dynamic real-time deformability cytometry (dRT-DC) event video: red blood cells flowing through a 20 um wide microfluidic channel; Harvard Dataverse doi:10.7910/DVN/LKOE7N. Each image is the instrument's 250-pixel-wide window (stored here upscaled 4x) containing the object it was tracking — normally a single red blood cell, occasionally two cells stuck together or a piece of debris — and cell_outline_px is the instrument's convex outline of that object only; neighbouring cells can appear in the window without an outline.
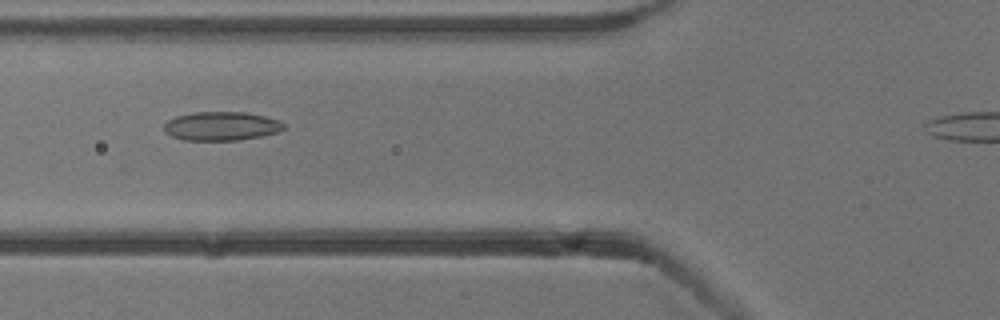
{"species": "common noctule bat (a hibernating species)", "species_latin": "Nyctalus noctula", "temperature_condition": "cold", "stored_images_in_passage": 32, "camera_frame_rate_fps": 3000, "um_per_image_px": 0.085, "animal": {"sex": "male", "body_mass_g": 13.3}, "frame": {"image": 1, "passage_image": 5, "time_ms": 1.333, "image_size_px": [1000, 320], "cell_outline_px": [[288, 128], [280, 132], [240, 140], [184, 140], [172, 136], [164, 132], [164, 124], [168, 120], [176, 116], [196, 112], [248, 112], [280, 120]], "centroid_in_image_um": [18.86, 10.72], "position_along_channel_um": 106.9, "area_um2": 20.29}}
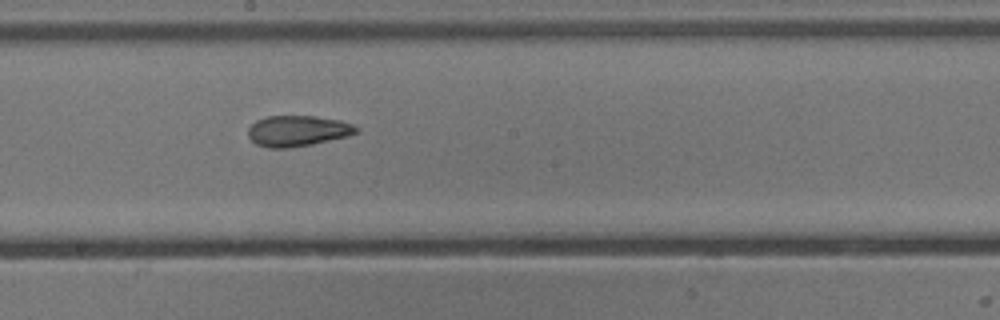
{"frame": {"image": 2, "passage_image": 14, "time_ms": 4.333, "image_size_px": [1000, 320], "cell_outline_px": [[360, 128], [356, 132], [348, 136], [312, 144], [288, 148], [268, 148], [256, 144], [248, 136], [248, 128], [256, 120], [268, 116], [316, 116], [340, 120], [352, 124]], "centroid_in_image_um": [25.29, 11.12], "position_along_channel_um": 222.9, "area_um2": 19.42}}
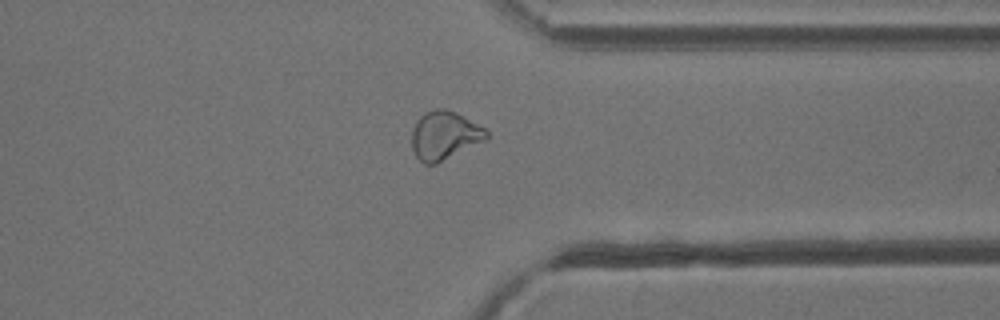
{"frame": {"image": 3, "passage_image": 26, "time_ms": 8.333, "image_size_px": [1000, 320], "cell_outline_px": [[488, 140], [436, 164], [424, 164], [416, 156], [412, 148], [412, 128], [416, 120], [424, 112], [436, 108], [444, 108], [456, 112], [464, 116], [484, 128], [488, 132]], "centroid_in_image_um": [37.79, 11.51], "position_along_channel_um": 373.6, "area_um2": 21.39}, "authors_computed_cell_mechanics": {"area_um2": 19.5364, "velocity_mm_per_s": 3.8414, "shape_relaxation_time_tau1_ms": null, "shape_relaxation_time_tau2_ms": 3.7768, "deformation_change_tau1": null, "deformation_change_tau2": 0.1044}}